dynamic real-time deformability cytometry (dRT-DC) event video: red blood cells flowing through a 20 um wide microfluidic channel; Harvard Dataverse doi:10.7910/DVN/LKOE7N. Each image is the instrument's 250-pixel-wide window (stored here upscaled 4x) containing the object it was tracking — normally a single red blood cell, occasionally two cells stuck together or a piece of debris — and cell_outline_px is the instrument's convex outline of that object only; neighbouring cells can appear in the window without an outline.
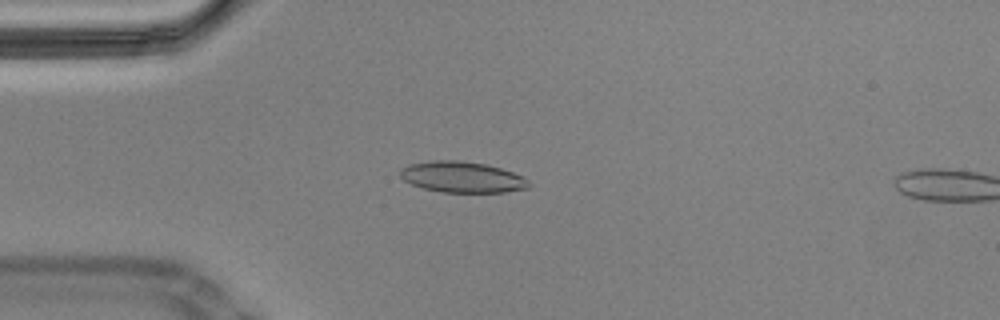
{"species": "Egyptian fruit bat (a non-hibernating species)", "species_latin": "Rousettus aegyptiacus", "temperature_condition": "cold", "stored_images_in_passage": 17, "camera_frame_rate_fps": 3000, "um_per_image_px": 0.085, "animal": {"sex": "male"}, "frame": {"image": 1, "passage_image": 15, "time_ms": 4.667, "image_size_px": [1000, 320], "cell_outline_px": [[532, 184], [528, 188], [504, 192], [444, 192], [424, 188], [412, 184], [404, 180], [400, 176], [400, 172], [404, 168], [412, 164], [428, 160], [460, 160], [484, 164], [500, 168], [524, 176]], "centroid_in_image_um": [39.33, 15.05], "position_along_channel_um": 45.7, "area_um2": 23.06}}